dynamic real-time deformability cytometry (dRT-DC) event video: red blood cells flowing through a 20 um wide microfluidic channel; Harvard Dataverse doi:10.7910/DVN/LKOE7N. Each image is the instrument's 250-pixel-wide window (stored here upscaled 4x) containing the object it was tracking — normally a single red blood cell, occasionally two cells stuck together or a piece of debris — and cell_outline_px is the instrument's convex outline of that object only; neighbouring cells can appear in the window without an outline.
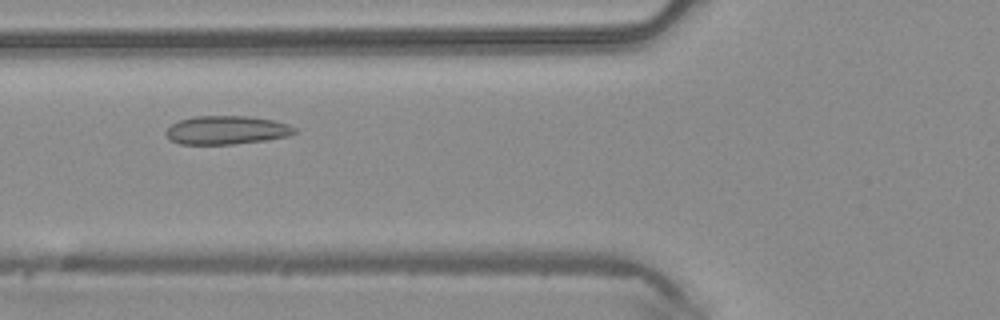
{"species": "common noctule bat (a hibernating species)", "species_latin": "Nyctalus noctula", "temperature_condition": "warm", "stored_images_in_passage": 43, "camera_frame_rate_fps": 3000, "um_per_image_px": 0.085, "animal": {"sex": "male", "body_mass_g": 20.4}, "frame": {"image": 1, "passage_image": 14, "time_ms": 4.333, "image_size_px": [1000, 320], "cell_outline_px": [[296, 132], [288, 136], [264, 140], [232, 144], [180, 144], [172, 140], [164, 132], [172, 124], [180, 120], [192, 116], [248, 116], [272, 120], [288, 124], [296, 128]], "centroid_in_image_um": [19.26, 11.05], "position_along_channel_um": 106.5, "area_um2": 21.21}}
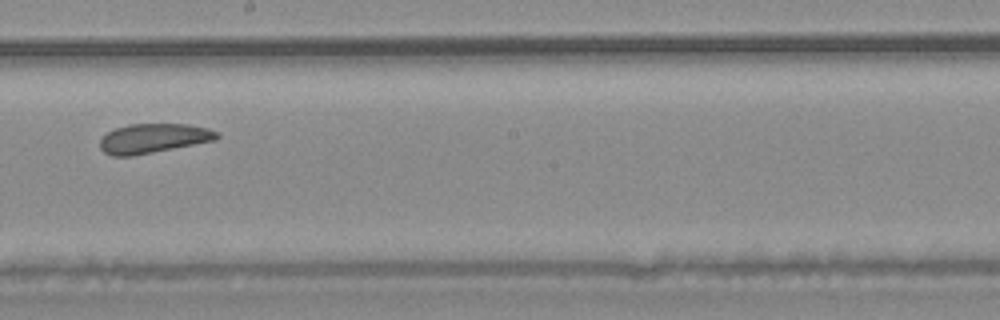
{"frame": {"image": 2, "passage_image": 23, "time_ms": 7.333, "image_size_px": [1000, 320], "cell_outline_px": [[220, 136], [216, 140], [132, 156], [112, 156], [104, 152], [100, 148], [100, 140], [108, 132], [116, 128], [128, 124], [188, 124], [208, 128], [216, 132]], "centroid_in_image_um": [13.03, 11.76], "position_along_channel_um": 235.2, "area_um2": 19.94}}
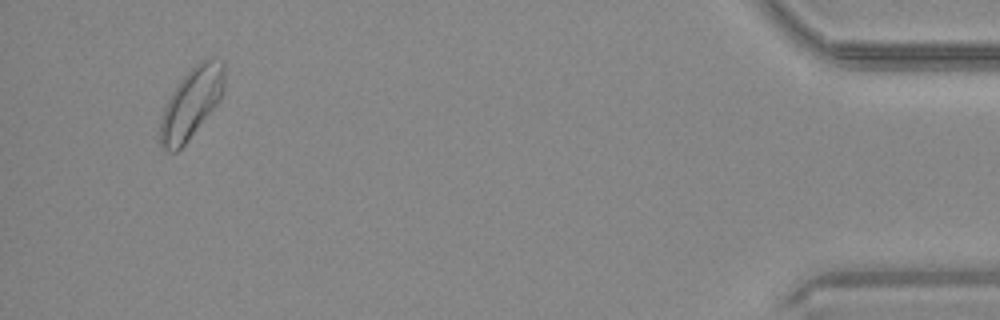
{"frame": {"image": 3, "passage_image": 41, "time_ms": 13.333, "image_size_px": [1000, 320], "cell_outline_px": [[224, 88], [220, 100], [184, 144], [176, 152], [164, 152], [160, 148], [160, 116], [172, 92], [180, 80], [200, 60], [208, 56], [212, 56], [224, 60]], "centroid_in_image_um": [16.26, 8.73], "position_along_channel_um": 418.9, "area_um2": 26.41}}